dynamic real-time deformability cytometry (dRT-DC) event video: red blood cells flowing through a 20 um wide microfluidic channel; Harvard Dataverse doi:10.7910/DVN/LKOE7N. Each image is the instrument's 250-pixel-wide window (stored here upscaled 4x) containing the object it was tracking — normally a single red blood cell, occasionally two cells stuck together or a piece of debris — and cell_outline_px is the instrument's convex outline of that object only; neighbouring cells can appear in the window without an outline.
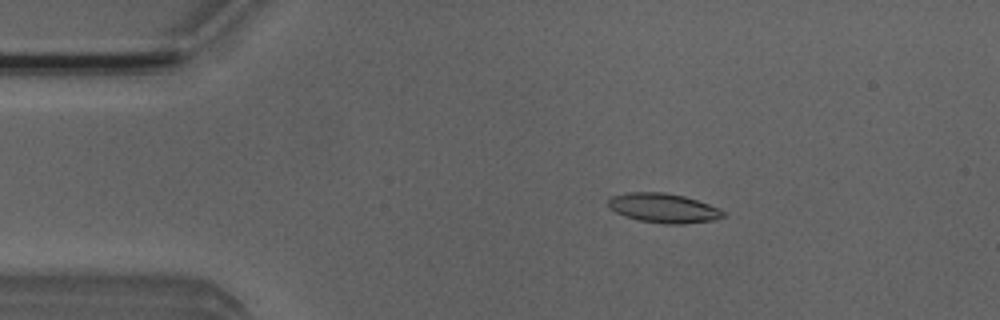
{"species": "Egyptian fruit bat (a non-hibernating species)", "species_latin": "Rousettus aegyptiacus", "temperature_condition": "room temperature", "stored_images_in_passage": 49, "camera_frame_rate_fps": 3000, "um_per_image_px": 0.085, "animal": {"sex": "male"}, "frame": {"image": 1, "passage_image": 7, "time_ms": 2.0, "image_size_px": [1000, 320], "cell_outline_px": [[724, 216], [712, 220], [684, 224], [664, 224], [636, 220], [624, 216], [608, 208], [608, 200], [612, 196], [628, 192], [664, 192], [684, 196], [720, 208], [724, 212]], "centroid_in_image_um": [56.36, 17.69], "position_along_channel_um": 28.6, "area_um2": 19.77}}
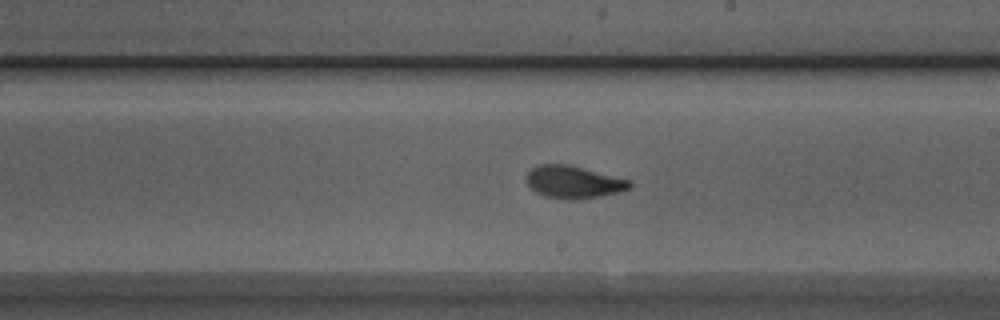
{"frame": {"image": 2, "passage_image": 27, "time_ms": 8.667, "image_size_px": [1000, 320], "cell_outline_px": [[632, 188], [600, 196], [576, 200], [568, 200], [544, 196], [536, 192], [524, 180], [524, 176], [532, 168], [540, 164], [568, 164], [632, 180]], "centroid_in_image_um": [48.74, 15.47], "position_along_channel_um": 240.3, "area_um2": 19.71}}
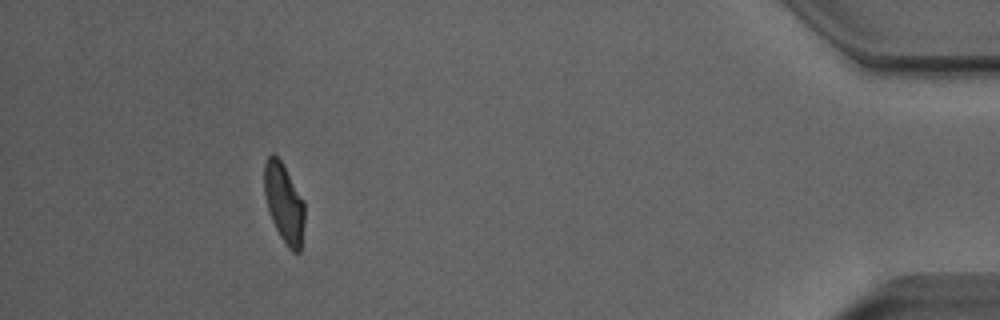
{"frame": {"image": 3, "passage_image": 45, "time_ms": 14.667, "image_size_px": [1000, 320], "cell_outline_px": [[304, 224], [300, 252], [292, 252], [284, 244], [272, 220], [264, 196], [264, 164], [268, 156], [272, 152], [280, 160], [304, 200]], "centroid_in_image_um": [24.14, 17.28], "position_along_channel_um": 411.1, "area_um2": 18.61}, "authors_computed_cell_mechanics": {"area_um2": 19.3052, "velocity_mm_per_s": 3.9413, "shape_relaxation_time_tau1_ms": 3.7883, "shape_relaxation_time_tau2_ms": 1.1132, "deformation_change_tau1": 0.1785, "deformation_change_tau2": 0.0758}}